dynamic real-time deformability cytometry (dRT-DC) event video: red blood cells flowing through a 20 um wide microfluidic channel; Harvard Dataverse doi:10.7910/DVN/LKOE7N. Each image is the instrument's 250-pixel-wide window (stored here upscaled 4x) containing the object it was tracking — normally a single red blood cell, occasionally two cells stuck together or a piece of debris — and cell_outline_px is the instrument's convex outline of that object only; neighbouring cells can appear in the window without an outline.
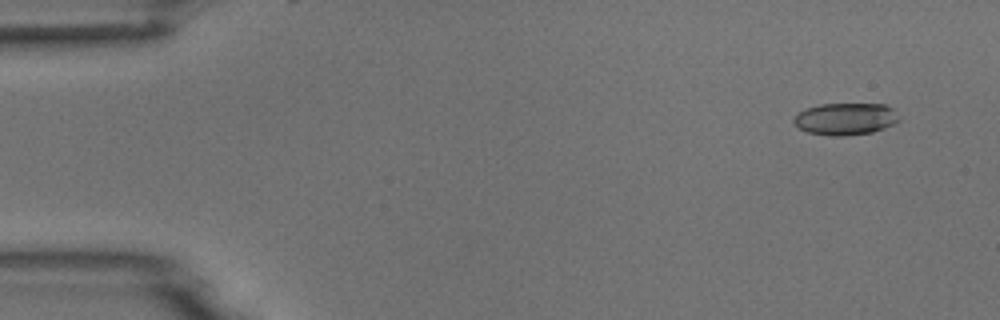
{"species": "common noctule bat (a hibernating species)", "species_latin": "Nyctalus noctula", "temperature_condition": "room temperature", "stored_images_in_passage": 6, "camera_frame_rate_fps": 3000, "um_per_image_px": 0.085, "animal": {"sex": "male", "body_mass_g": 18.8}, "frame": {"image": 1, "passage_image": 2, "time_ms": 1.0, "image_size_px": [1000, 320], "cell_outline_px": [[900, 120], [884, 128], [872, 132], [844, 136], [832, 136], [808, 132], [800, 128], [792, 120], [804, 108], [820, 104], [884, 104], [892, 108]], "centroid_in_image_um": [71.86, 10.1], "position_along_channel_um": 13.1, "area_um2": 19.48}}
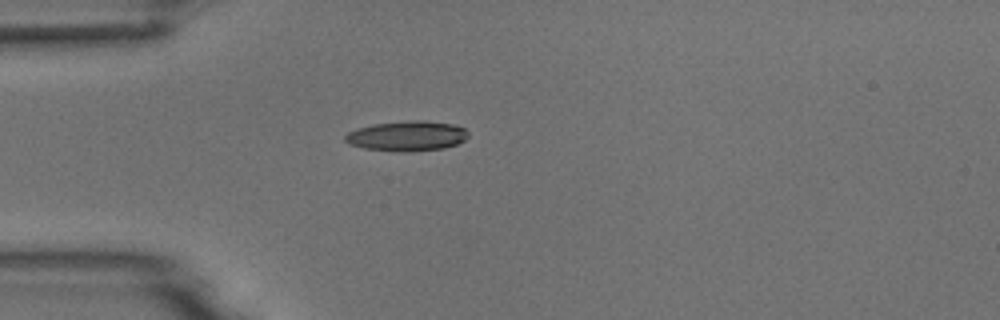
{"frame": {"image": 2, "passage_image": 5, "time_ms": 4.667, "image_size_px": [1000, 320], "cell_outline_px": [[468, 136], [464, 140], [456, 144], [444, 148], [408, 152], [396, 152], [364, 148], [348, 144], [344, 140], [344, 136], [348, 132], [356, 128], [372, 124], [416, 120], [424, 120], [452, 124], [464, 128], [468, 132]], "centroid_in_image_um": [34.56, 11.56], "position_along_channel_um": 50.4, "area_um2": 21.68}}